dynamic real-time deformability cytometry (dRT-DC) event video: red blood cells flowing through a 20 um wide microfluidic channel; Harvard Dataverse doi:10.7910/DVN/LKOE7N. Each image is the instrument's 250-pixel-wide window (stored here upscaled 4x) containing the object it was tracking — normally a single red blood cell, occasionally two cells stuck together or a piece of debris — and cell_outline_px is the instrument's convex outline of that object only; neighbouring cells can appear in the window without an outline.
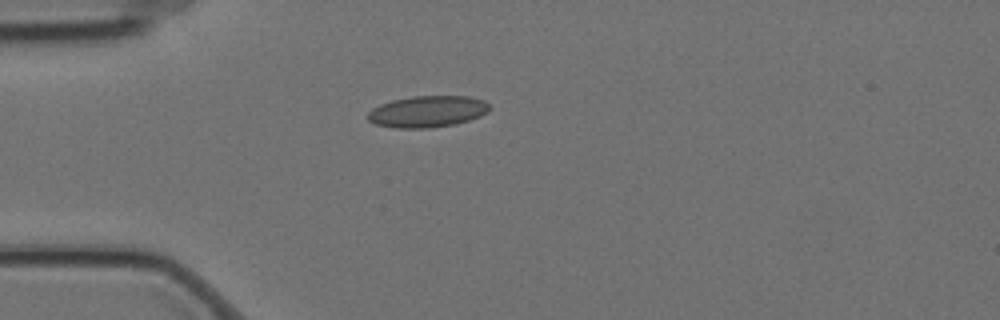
{"species": "Egyptian fruit bat (a non-hibernating species)", "species_latin": "Rousettus aegyptiacus", "temperature_condition": "cold", "stored_images_in_passage": 1, "camera_frame_rate_fps": 3000, "um_per_image_px": 0.085, "animal": {"sex": "female"}, "frame": {"image": 1, "passage_image": 1, "time_ms": 0.0, "image_size_px": [1000, 320], "cell_outline_px": [[488, 112], [480, 116], [468, 120], [452, 124], [428, 128], [396, 128], [376, 124], [368, 120], [368, 112], [372, 108], [380, 104], [392, 100], [412, 96], [468, 96], [484, 100], [488, 104]], "centroid_in_image_um": [36.31, 9.47], "position_along_channel_um": 48.7, "area_um2": 22.2}}